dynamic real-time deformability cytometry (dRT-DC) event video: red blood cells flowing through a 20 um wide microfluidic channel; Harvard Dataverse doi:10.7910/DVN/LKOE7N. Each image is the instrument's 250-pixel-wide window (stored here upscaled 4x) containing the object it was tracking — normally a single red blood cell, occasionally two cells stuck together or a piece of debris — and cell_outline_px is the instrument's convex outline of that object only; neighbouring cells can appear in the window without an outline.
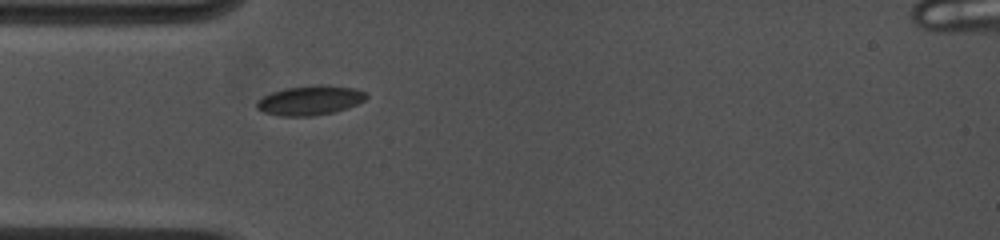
{"species": "common noctule bat (a hibernating species)", "species_latin": "Nyctalus noctula", "temperature_condition": "cold", "stored_images_in_passage": 1, "camera_frame_rate_fps": 4500, "um_per_image_px": 0.085, "animal": {"sex": "female", "body_mass_g": 19.0, "forearm_length_mm": 53.3}, "frame": {"image": 1, "passage_image": 1, "time_ms": 0.0, "image_size_px": [1000, 240], "cell_outline_px": [[368, 96], [364, 100], [356, 104], [332, 112], [312, 116], [280, 116], [264, 112], [256, 108], [256, 100], [272, 92], [284, 88], [316, 84], [328, 84], [356, 88], [364, 92]], "centroid_in_image_um": [26.33, 8.51], "position_along_channel_um": 58.7, "area_um2": 18.9}}